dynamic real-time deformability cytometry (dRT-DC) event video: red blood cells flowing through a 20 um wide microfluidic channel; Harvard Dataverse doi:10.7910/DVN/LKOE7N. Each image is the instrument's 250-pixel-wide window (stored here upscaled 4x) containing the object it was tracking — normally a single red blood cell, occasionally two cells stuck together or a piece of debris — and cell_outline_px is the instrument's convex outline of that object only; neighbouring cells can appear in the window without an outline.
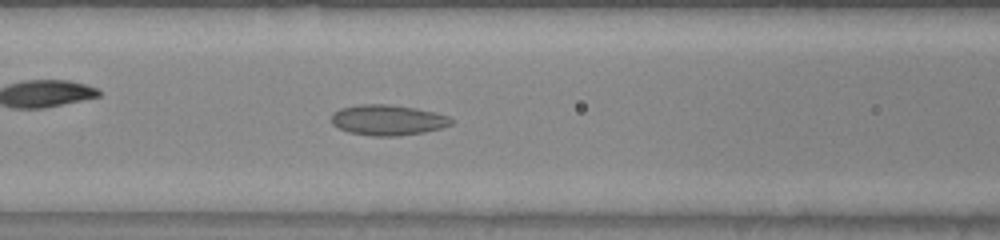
{"species": "common noctule bat (a hibernating species)", "species_latin": "Nyctalus noctula", "temperature_condition": "warm", "stored_images_in_passage": 53, "camera_frame_rate_fps": 3000, "um_per_image_px": 0.085, "animal": {"sex": "male", "body_mass_g": 20.0, "forearm_length_mm": 53.3}, "frame": {"image": 1, "passage_image": 24, "time_ms": 7.667, "image_size_px": [1000, 240], "cell_outline_px": [[452, 124], [440, 128], [424, 132], [400, 136], [372, 136], [348, 132], [332, 124], [332, 112], [340, 108], [360, 104], [388, 104], [416, 108], [436, 112], [448, 116], [452, 120]], "centroid_in_image_um": [32.95, 10.2], "position_along_channel_um": 133.6, "area_um2": 21.39}}
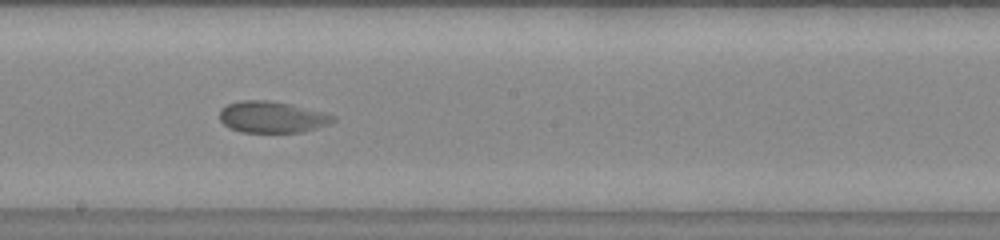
{"frame": {"image": 2, "passage_image": 31, "time_ms": 10.0, "image_size_px": [1000, 240], "cell_outline_px": [[336, 120], [328, 124], [304, 132], [240, 132], [228, 128], [220, 120], [220, 108], [228, 104], [244, 100], [268, 100], [288, 104], [324, 112], [336, 116]], "centroid_in_image_um": [23.11, 9.96], "position_along_channel_um": 225.1, "area_um2": 20.75}}
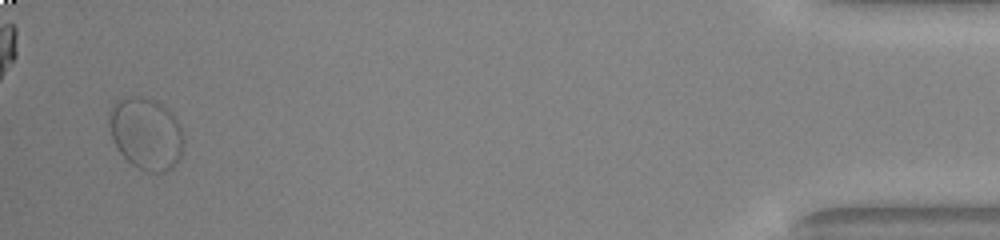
{"frame": {"image": 3, "passage_image": 52, "time_ms": 17.0, "image_size_px": [1000, 240], "cell_outline_px": [[184, 144], [180, 156], [172, 168], [160, 172], [148, 172], [136, 168], [120, 152], [112, 136], [108, 124], [108, 112], [112, 104], [116, 100], [132, 96], [140, 96], [152, 100], [160, 104], [172, 112], [176, 116], [180, 124], [184, 136]], "centroid_in_image_um": [12.42, 11.34], "position_along_channel_um": 422.8, "area_um2": 31.44}}